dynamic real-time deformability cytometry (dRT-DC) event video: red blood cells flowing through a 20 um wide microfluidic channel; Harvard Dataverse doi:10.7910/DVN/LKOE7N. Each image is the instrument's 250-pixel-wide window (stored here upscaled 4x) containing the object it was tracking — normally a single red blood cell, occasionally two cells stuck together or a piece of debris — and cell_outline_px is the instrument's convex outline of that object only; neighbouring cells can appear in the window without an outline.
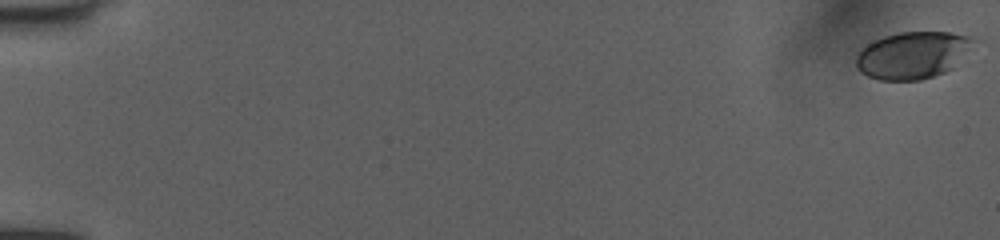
{"species": "human", "species_latin": "Homo sapiens", "temperature_condition": "room temperature", "stored_images_in_passage": 8, "camera_frame_rate_fps": 3000, "um_per_image_px": 0.085, "donor": {"sex": "female"}, "frame": {"image": 1, "passage_image": 1, "time_ms": 0.0, "image_size_px": [1000, 240], "cell_outline_px": [[984, 40], [952, 68], [944, 72], [920, 80], [880, 80], [868, 76], [860, 72], [856, 68], [856, 56], [868, 44], [884, 36], [900, 32], [948, 32], [980, 36]], "centroid_in_image_um": [77.73, 4.66], "position_along_channel_um": 7.3, "area_um2": 32.95}}